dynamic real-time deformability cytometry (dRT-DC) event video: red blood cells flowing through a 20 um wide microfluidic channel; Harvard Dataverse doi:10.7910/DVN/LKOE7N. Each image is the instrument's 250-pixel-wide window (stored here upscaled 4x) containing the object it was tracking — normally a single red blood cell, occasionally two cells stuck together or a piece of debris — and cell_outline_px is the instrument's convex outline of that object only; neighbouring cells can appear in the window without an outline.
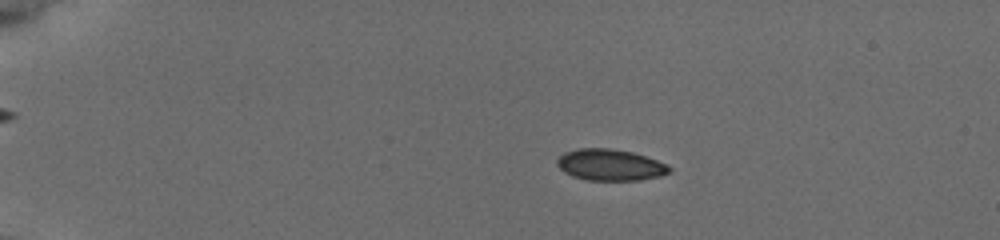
{"species": "common noctule bat (a hibernating species)", "species_latin": "Nyctalus noctula", "temperature_condition": "cold", "stored_images_in_passage": 55, "camera_frame_rate_fps": 3000, "um_per_image_px": 0.085, "animal": {"sex": "female", "body_mass_g": 19.5, "forearm_length_mm": 54.1}, "frame": {"image": 1, "passage_image": 12, "time_ms": 3.667, "image_size_px": [1000, 240], "cell_outline_px": [[672, 172], [660, 176], [640, 180], [588, 180], [572, 176], [564, 172], [556, 164], [556, 160], [564, 152], [576, 148], [612, 148], [632, 152], [668, 164], [672, 168]], "centroid_in_image_um": [51.87, 14.01], "position_along_channel_um": 33.1, "area_um2": 20.69}}
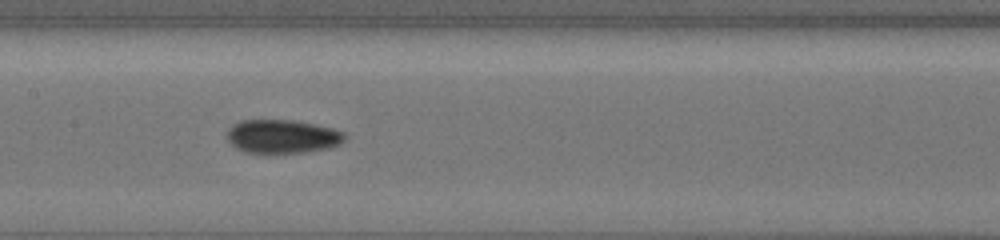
{"frame": {"image": 2, "passage_image": 30, "time_ms": 9.667, "image_size_px": [1000, 240], "cell_outline_px": [[348, 136], [340, 144], [328, 148], [304, 152], [264, 156], [244, 152], [236, 148], [228, 140], [228, 128], [232, 124], [240, 120], [292, 120], [316, 124], [332, 128], [344, 132]], "centroid_in_image_um": [23.98, 11.63], "position_along_channel_um": 183.4, "area_um2": 23.87}}
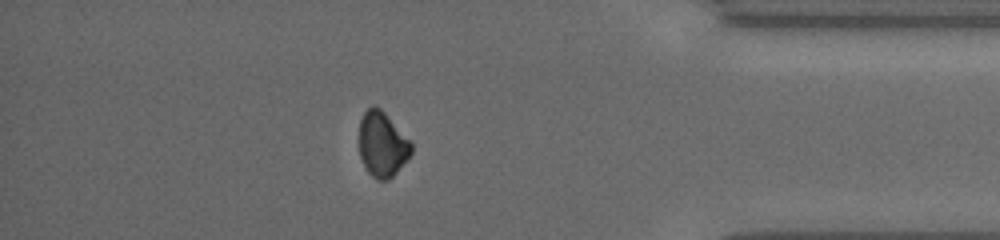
{"frame": {"image": 3, "passage_image": 49, "time_ms": 16.0, "image_size_px": [1000, 240], "cell_outline_px": [[412, 152], [396, 172], [388, 180], [376, 180], [368, 172], [360, 156], [360, 120], [364, 112], [372, 104], [380, 108], [412, 140]], "centroid_in_image_um": [32.51, 12.25], "position_along_channel_um": 402.7, "area_um2": 19.77}, "authors_computed_cell_mechanics": {"area_um2": 21.1548, "velocity_mm_per_s": 3.8489, "shape_relaxation_time_tau1_ms": 7.3036, "shape_relaxation_time_tau2_ms": null, "deformation_change_tau1": 0.0782, "deformation_change_tau2": null}}